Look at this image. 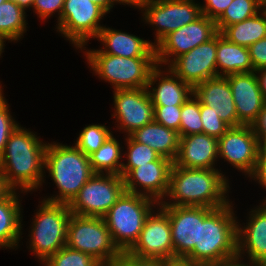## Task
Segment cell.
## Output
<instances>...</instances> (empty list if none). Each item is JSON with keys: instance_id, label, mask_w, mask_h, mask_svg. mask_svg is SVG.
I'll use <instances>...</instances> for the list:
<instances>
[{"instance_id": "obj_1", "label": "cell", "mask_w": 266, "mask_h": 266, "mask_svg": "<svg viewBox=\"0 0 266 266\" xmlns=\"http://www.w3.org/2000/svg\"><path fill=\"white\" fill-rule=\"evenodd\" d=\"M46 146L36 134L20 125L11 133L0 156V171L13 190L20 186L27 193L42 186Z\"/></svg>"}, {"instance_id": "obj_2", "label": "cell", "mask_w": 266, "mask_h": 266, "mask_svg": "<svg viewBox=\"0 0 266 266\" xmlns=\"http://www.w3.org/2000/svg\"><path fill=\"white\" fill-rule=\"evenodd\" d=\"M229 183L218 169H199L172 166L169 189L160 206H202L220 208L230 201L226 199Z\"/></svg>"}, {"instance_id": "obj_3", "label": "cell", "mask_w": 266, "mask_h": 266, "mask_svg": "<svg viewBox=\"0 0 266 266\" xmlns=\"http://www.w3.org/2000/svg\"><path fill=\"white\" fill-rule=\"evenodd\" d=\"M231 203L213 208L200 221L199 246L184 258L202 265L237 257V221Z\"/></svg>"}, {"instance_id": "obj_4", "label": "cell", "mask_w": 266, "mask_h": 266, "mask_svg": "<svg viewBox=\"0 0 266 266\" xmlns=\"http://www.w3.org/2000/svg\"><path fill=\"white\" fill-rule=\"evenodd\" d=\"M45 169L59 190V195L43 199L52 203L69 204L94 174L89 156L75 145L54 142L46 146Z\"/></svg>"}, {"instance_id": "obj_5", "label": "cell", "mask_w": 266, "mask_h": 266, "mask_svg": "<svg viewBox=\"0 0 266 266\" xmlns=\"http://www.w3.org/2000/svg\"><path fill=\"white\" fill-rule=\"evenodd\" d=\"M155 204L159 205L152 198L125 191L103 217L121 252L129 251L137 242Z\"/></svg>"}, {"instance_id": "obj_6", "label": "cell", "mask_w": 266, "mask_h": 266, "mask_svg": "<svg viewBox=\"0 0 266 266\" xmlns=\"http://www.w3.org/2000/svg\"><path fill=\"white\" fill-rule=\"evenodd\" d=\"M84 53L95 74L111 83L114 90L146 88L150 73L157 66L156 57L126 58L100 50Z\"/></svg>"}, {"instance_id": "obj_7", "label": "cell", "mask_w": 266, "mask_h": 266, "mask_svg": "<svg viewBox=\"0 0 266 266\" xmlns=\"http://www.w3.org/2000/svg\"><path fill=\"white\" fill-rule=\"evenodd\" d=\"M32 222L30 250L41 263L66 246L67 226L71 217L68 204L43 200Z\"/></svg>"}, {"instance_id": "obj_8", "label": "cell", "mask_w": 266, "mask_h": 266, "mask_svg": "<svg viewBox=\"0 0 266 266\" xmlns=\"http://www.w3.org/2000/svg\"><path fill=\"white\" fill-rule=\"evenodd\" d=\"M66 246L92 256L99 263H111L122 253L114 244L104 218L71 214Z\"/></svg>"}, {"instance_id": "obj_9", "label": "cell", "mask_w": 266, "mask_h": 266, "mask_svg": "<svg viewBox=\"0 0 266 266\" xmlns=\"http://www.w3.org/2000/svg\"><path fill=\"white\" fill-rule=\"evenodd\" d=\"M124 192L121 175L93 174L68 206L72 214L103 218Z\"/></svg>"}, {"instance_id": "obj_10", "label": "cell", "mask_w": 266, "mask_h": 266, "mask_svg": "<svg viewBox=\"0 0 266 266\" xmlns=\"http://www.w3.org/2000/svg\"><path fill=\"white\" fill-rule=\"evenodd\" d=\"M106 11L90 0H65L57 23V31L76 48L83 49L90 38H96L103 26L100 20ZM83 47V48H82Z\"/></svg>"}, {"instance_id": "obj_11", "label": "cell", "mask_w": 266, "mask_h": 266, "mask_svg": "<svg viewBox=\"0 0 266 266\" xmlns=\"http://www.w3.org/2000/svg\"><path fill=\"white\" fill-rule=\"evenodd\" d=\"M143 16L148 24L156 26V46L169 33L196 21L202 16L200 3L193 0H155L143 4Z\"/></svg>"}, {"instance_id": "obj_12", "label": "cell", "mask_w": 266, "mask_h": 266, "mask_svg": "<svg viewBox=\"0 0 266 266\" xmlns=\"http://www.w3.org/2000/svg\"><path fill=\"white\" fill-rule=\"evenodd\" d=\"M217 33L216 22L202 15L196 21L169 33L155 46L157 65H169L174 59L207 42Z\"/></svg>"}, {"instance_id": "obj_13", "label": "cell", "mask_w": 266, "mask_h": 266, "mask_svg": "<svg viewBox=\"0 0 266 266\" xmlns=\"http://www.w3.org/2000/svg\"><path fill=\"white\" fill-rule=\"evenodd\" d=\"M169 216L174 259L199 246L200 221L213 209L202 206H161Z\"/></svg>"}, {"instance_id": "obj_14", "label": "cell", "mask_w": 266, "mask_h": 266, "mask_svg": "<svg viewBox=\"0 0 266 266\" xmlns=\"http://www.w3.org/2000/svg\"><path fill=\"white\" fill-rule=\"evenodd\" d=\"M159 210L154 215L153 210L147 217L139 239L128 251L129 253L141 258H156L167 261L174 259L169 216L160 205Z\"/></svg>"}, {"instance_id": "obj_15", "label": "cell", "mask_w": 266, "mask_h": 266, "mask_svg": "<svg viewBox=\"0 0 266 266\" xmlns=\"http://www.w3.org/2000/svg\"><path fill=\"white\" fill-rule=\"evenodd\" d=\"M261 147L251 125L230 127L218 138V157L249 177L255 168Z\"/></svg>"}, {"instance_id": "obj_16", "label": "cell", "mask_w": 266, "mask_h": 266, "mask_svg": "<svg viewBox=\"0 0 266 266\" xmlns=\"http://www.w3.org/2000/svg\"><path fill=\"white\" fill-rule=\"evenodd\" d=\"M114 115L127 135L154 121V105L147 88L114 90Z\"/></svg>"}, {"instance_id": "obj_17", "label": "cell", "mask_w": 266, "mask_h": 266, "mask_svg": "<svg viewBox=\"0 0 266 266\" xmlns=\"http://www.w3.org/2000/svg\"><path fill=\"white\" fill-rule=\"evenodd\" d=\"M217 34L187 53L174 59L169 65L182 81L192 87L210 78L217 77L216 66Z\"/></svg>"}, {"instance_id": "obj_18", "label": "cell", "mask_w": 266, "mask_h": 266, "mask_svg": "<svg viewBox=\"0 0 266 266\" xmlns=\"http://www.w3.org/2000/svg\"><path fill=\"white\" fill-rule=\"evenodd\" d=\"M173 161L159 157L156 161L148 162L132 168L124 177L125 191L144 195L161 203L169 189L170 173ZM142 187L137 190V186Z\"/></svg>"}, {"instance_id": "obj_19", "label": "cell", "mask_w": 266, "mask_h": 266, "mask_svg": "<svg viewBox=\"0 0 266 266\" xmlns=\"http://www.w3.org/2000/svg\"><path fill=\"white\" fill-rule=\"evenodd\" d=\"M235 103L238 120L251 125L266 103L255 71L226 76Z\"/></svg>"}, {"instance_id": "obj_20", "label": "cell", "mask_w": 266, "mask_h": 266, "mask_svg": "<svg viewBox=\"0 0 266 266\" xmlns=\"http://www.w3.org/2000/svg\"><path fill=\"white\" fill-rule=\"evenodd\" d=\"M193 95L201 104L213 108L230 127L243 125L238 120L232 90L226 77L217 76L198 83L193 87Z\"/></svg>"}, {"instance_id": "obj_21", "label": "cell", "mask_w": 266, "mask_h": 266, "mask_svg": "<svg viewBox=\"0 0 266 266\" xmlns=\"http://www.w3.org/2000/svg\"><path fill=\"white\" fill-rule=\"evenodd\" d=\"M218 158V138L204 134L181 136L179 151L174 166L199 169H216Z\"/></svg>"}, {"instance_id": "obj_22", "label": "cell", "mask_w": 266, "mask_h": 266, "mask_svg": "<svg viewBox=\"0 0 266 266\" xmlns=\"http://www.w3.org/2000/svg\"><path fill=\"white\" fill-rule=\"evenodd\" d=\"M250 213L243 229L237 224V256L247 253L252 263L266 262V204Z\"/></svg>"}, {"instance_id": "obj_23", "label": "cell", "mask_w": 266, "mask_h": 266, "mask_svg": "<svg viewBox=\"0 0 266 266\" xmlns=\"http://www.w3.org/2000/svg\"><path fill=\"white\" fill-rule=\"evenodd\" d=\"M160 68L161 67L157 65L151 71L149 76V81L146 87L153 105L182 106L185 103V101L190 96H192L193 87L187 82L182 81L178 76H176L173 72H171L170 69L168 71L167 70L161 71ZM165 72L168 73L165 74ZM155 83L157 85L156 86L157 88L152 87ZM151 88L152 90L149 91V89Z\"/></svg>"}, {"instance_id": "obj_24", "label": "cell", "mask_w": 266, "mask_h": 266, "mask_svg": "<svg viewBox=\"0 0 266 266\" xmlns=\"http://www.w3.org/2000/svg\"><path fill=\"white\" fill-rule=\"evenodd\" d=\"M96 38L105 46L99 49L105 54L126 58L156 57L154 43L132 34L104 26Z\"/></svg>"}, {"instance_id": "obj_25", "label": "cell", "mask_w": 266, "mask_h": 266, "mask_svg": "<svg viewBox=\"0 0 266 266\" xmlns=\"http://www.w3.org/2000/svg\"><path fill=\"white\" fill-rule=\"evenodd\" d=\"M130 136L141 144H146L161 157L175 161L179 151L180 136L176 130L152 121L135 130Z\"/></svg>"}, {"instance_id": "obj_26", "label": "cell", "mask_w": 266, "mask_h": 266, "mask_svg": "<svg viewBox=\"0 0 266 266\" xmlns=\"http://www.w3.org/2000/svg\"><path fill=\"white\" fill-rule=\"evenodd\" d=\"M216 66L217 76L224 77L236 73L255 71L249 49L230 42L221 32L217 33Z\"/></svg>"}, {"instance_id": "obj_27", "label": "cell", "mask_w": 266, "mask_h": 266, "mask_svg": "<svg viewBox=\"0 0 266 266\" xmlns=\"http://www.w3.org/2000/svg\"><path fill=\"white\" fill-rule=\"evenodd\" d=\"M16 190L0 200V247L14 248L22 235L21 206Z\"/></svg>"}, {"instance_id": "obj_28", "label": "cell", "mask_w": 266, "mask_h": 266, "mask_svg": "<svg viewBox=\"0 0 266 266\" xmlns=\"http://www.w3.org/2000/svg\"><path fill=\"white\" fill-rule=\"evenodd\" d=\"M261 13V14H260ZM221 34L230 42L249 47L256 41L266 37V12L262 9L259 14L227 26Z\"/></svg>"}, {"instance_id": "obj_29", "label": "cell", "mask_w": 266, "mask_h": 266, "mask_svg": "<svg viewBox=\"0 0 266 266\" xmlns=\"http://www.w3.org/2000/svg\"><path fill=\"white\" fill-rule=\"evenodd\" d=\"M121 155L120 143L112 134L97 151L89 155L92 171L94 174H104L105 171L106 174L120 175L123 164Z\"/></svg>"}, {"instance_id": "obj_30", "label": "cell", "mask_w": 266, "mask_h": 266, "mask_svg": "<svg viewBox=\"0 0 266 266\" xmlns=\"http://www.w3.org/2000/svg\"><path fill=\"white\" fill-rule=\"evenodd\" d=\"M26 12L15 1L0 4V36L5 40L18 41L26 31Z\"/></svg>"}, {"instance_id": "obj_31", "label": "cell", "mask_w": 266, "mask_h": 266, "mask_svg": "<svg viewBox=\"0 0 266 266\" xmlns=\"http://www.w3.org/2000/svg\"><path fill=\"white\" fill-rule=\"evenodd\" d=\"M263 9L258 0H233L224 10L223 14L215 21L218 32H222L227 26L242 22Z\"/></svg>"}, {"instance_id": "obj_32", "label": "cell", "mask_w": 266, "mask_h": 266, "mask_svg": "<svg viewBox=\"0 0 266 266\" xmlns=\"http://www.w3.org/2000/svg\"><path fill=\"white\" fill-rule=\"evenodd\" d=\"M127 163L122 164L120 175L124 177L132 168L156 161L160 155L146 144L135 141L130 135L127 139Z\"/></svg>"}, {"instance_id": "obj_33", "label": "cell", "mask_w": 266, "mask_h": 266, "mask_svg": "<svg viewBox=\"0 0 266 266\" xmlns=\"http://www.w3.org/2000/svg\"><path fill=\"white\" fill-rule=\"evenodd\" d=\"M111 135L112 133L105 125H88L79 134L75 146L89 156L97 151Z\"/></svg>"}, {"instance_id": "obj_34", "label": "cell", "mask_w": 266, "mask_h": 266, "mask_svg": "<svg viewBox=\"0 0 266 266\" xmlns=\"http://www.w3.org/2000/svg\"><path fill=\"white\" fill-rule=\"evenodd\" d=\"M194 97V98H193ZM180 137L203 133L200 101L192 94L181 106Z\"/></svg>"}, {"instance_id": "obj_35", "label": "cell", "mask_w": 266, "mask_h": 266, "mask_svg": "<svg viewBox=\"0 0 266 266\" xmlns=\"http://www.w3.org/2000/svg\"><path fill=\"white\" fill-rule=\"evenodd\" d=\"M99 262L92 256L64 246L44 263L45 266H96Z\"/></svg>"}, {"instance_id": "obj_36", "label": "cell", "mask_w": 266, "mask_h": 266, "mask_svg": "<svg viewBox=\"0 0 266 266\" xmlns=\"http://www.w3.org/2000/svg\"><path fill=\"white\" fill-rule=\"evenodd\" d=\"M200 116L204 134L220 138L230 129V126L219 117L213 108H209L201 103Z\"/></svg>"}, {"instance_id": "obj_37", "label": "cell", "mask_w": 266, "mask_h": 266, "mask_svg": "<svg viewBox=\"0 0 266 266\" xmlns=\"http://www.w3.org/2000/svg\"><path fill=\"white\" fill-rule=\"evenodd\" d=\"M0 87V156L5 150L6 143L11 133L17 128L18 123L12 118L8 104L3 97Z\"/></svg>"}, {"instance_id": "obj_38", "label": "cell", "mask_w": 266, "mask_h": 266, "mask_svg": "<svg viewBox=\"0 0 266 266\" xmlns=\"http://www.w3.org/2000/svg\"><path fill=\"white\" fill-rule=\"evenodd\" d=\"M181 106H154V121L176 130L180 136Z\"/></svg>"}, {"instance_id": "obj_39", "label": "cell", "mask_w": 266, "mask_h": 266, "mask_svg": "<svg viewBox=\"0 0 266 266\" xmlns=\"http://www.w3.org/2000/svg\"><path fill=\"white\" fill-rule=\"evenodd\" d=\"M167 260L137 257L128 251L122 252L113 266H166Z\"/></svg>"}, {"instance_id": "obj_40", "label": "cell", "mask_w": 266, "mask_h": 266, "mask_svg": "<svg viewBox=\"0 0 266 266\" xmlns=\"http://www.w3.org/2000/svg\"><path fill=\"white\" fill-rule=\"evenodd\" d=\"M65 0H35L33 3V8L35 13L39 15L41 19H46L51 17L54 12H58V19H60Z\"/></svg>"}, {"instance_id": "obj_41", "label": "cell", "mask_w": 266, "mask_h": 266, "mask_svg": "<svg viewBox=\"0 0 266 266\" xmlns=\"http://www.w3.org/2000/svg\"><path fill=\"white\" fill-rule=\"evenodd\" d=\"M254 70L266 68V37L248 47Z\"/></svg>"}, {"instance_id": "obj_42", "label": "cell", "mask_w": 266, "mask_h": 266, "mask_svg": "<svg viewBox=\"0 0 266 266\" xmlns=\"http://www.w3.org/2000/svg\"><path fill=\"white\" fill-rule=\"evenodd\" d=\"M232 1L233 0H205V5H200L202 15L216 21Z\"/></svg>"}, {"instance_id": "obj_43", "label": "cell", "mask_w": 266, "mask_h": 266, "mask_svg": "<svg viewBox=\"0 0 266 266\" xmlns=\"http://www.w3.org/2000/svg\"><path fill=\"white\" fill-rule=\"evenodd\" d=\"M250 177L258 180V183L266 188V147L260 148L255 168Z\"/></svg>"}, {"instance_id": "obj_44", "label": "cell", "mask_w": 266, "mask_h": 266, "mask_svg": "<svg viewBox=\"0 0 266 266\" xmlns=\"http://www.w3.org/2000/svg\"><path fill=\"white\" fill-rule=\"evenodd\" d=\"M251 126L254 134L257 136L259 144L262 147H266V103Z\"/></svg>"}, {"instance_id": "obj_45", "label": "cell", "mask_w": 266, "mask_h": 266, "mask_svg": "<svg viewBox=\"0 0 266 266\" xmlns=\"http://www.w3.org/2000/svg\"><path fill=\"white\" fill-rule=\"evenodd\" d=\"M240 257H234L225 261L218 262L216 264H209L207 266H254V263L250 262L251 264L247 265L244 262L241 263Z\"/></svg>"}, {"instance_id": "obj_46", "label": "cell", "mask_w": 266, "mask_h": 266, "mask_svg": "<svg viewBox=\"0 0 266 266\" xmlns=\"http://www.w3.org/2000/svg\"><path fill=\"white\" fill-rule=\"evenodd\" d=\"M166 266H205V265L189 261L184 258H175L168 260L166 262Z\"/></svg>"}, {"instance_id": "obj_47", "label": "cell", "mask_w": 266, "mask_h": 266, "mask_svg": "<svg viewBox=\"0 0 266 266\" xmlns=\"http://www.w3.org/2000/svg\"><path fill=\"white\" fill-rule=\"evenodd\" d=\"M259 82L260 90L263 94L264 100L266 102V68L265 69H259L255 71ZM260 73V74H259Z\"/></svg>"}, {"instance_id": "obj_48", "label": "cell", "mask_w": 266, "mask_h": 266, "mask_svg": "<svg viewBox=\"0 0 266 266\" xmlns=\"http://www.w3.org/2000/svg\"><path fill=\"white\" fill-rule=\"evenodd\" d=\"M13 189L7 184L5 177L0 171V200L4 199Z\"/></svg>"}, {"instance_id": "obj_49", "label": "cell", "mask_w": 266, "mask_h": 266, "mask_svg": "<svg viewBox=\"0 0 266 266\" xmlns=\"http://www.w3.org/2000/svg\"><path fill=\"white\" fill-rule=\"evenodd\" d=\"M100 7H102L107 13L110 12V9L113 7L114 3H117V0H90Z\"/></svg>"}, {"instance_id": "obj_50", "label": "cell", "mask_w": 266, "mask_h": 266, "mask_svg": "<svg viewBox=\"0 0 266 266\" xmlns=\"http://www.w3.org/2000/svg\"><path fill=\"white\" fill-rule=\"evenodd\" d=\"M152 1H155V0H117L118 3H125L127 5H134L135 7H141L143 4H146V3H149V2H152Z\"/></svg>"}, {"instance_id": "obj_51", "label": "cell", "mask_w": 266, "mask_h": 266, "mask_svg": "<svg viewBox=\"0 0 266 266\" xmlns=\"http://www.w3.org/2000/svg\"><path fill=\"white\" fill-rule=\"evenodd\" d=\"M15 1L21 8L26 10L29 7L33 6L35 0H13Z\"/></svg>"}, {"instance_id": "obj_52", "label": "cell", "mask_w": 266, "mask_h": 266, "mask_svg": "<svg viewBox=\"0 0 266 266\" xmlns=\"http://www.w3.org/2000/svg\"><path fill=\"white\" fill-rule=\"evenodd\" d=\"M6 40H4L1 36H0V56H1V54H2V52H3V50H4V42H5Z\"/></svg>"}, {"instance_id": "obj_53", "label": "cell", "mask_w": 266, "mask_h": 266, "mask_svg": "<svg viewBox=\"0 0 266 266\" xmlns=\"http://www.w3.org/2000/svg\"><path fill=\"white\" fill-rule=\"evenodd\" d=\"M96 266H113L111 263H98Z\"/></svg>"}, {"instance_id": "obj_54", "label": "cell", "mask_w": 266, "mask_h": 266, "mask_svg": "<svg viewBox=\"0 0 266 266\" xmlns=\"http://www.w3.org/2000/svg\"><path fill=\"white\" fill-rule=\"evenodd\" d=\"M254 266H266V262L254 263Z\"/></svg>"}, {"instance_id": "obj_55", "label": "cell", "mask_w": 266, "mask_h": 266, "mask_svg": "<svg viewBox=\"0 0 266 266\" xmlns=\"http://www.w3.org/2000/svg\"><path fill=\"white\" fill-rule=\"evenodd\" d=\"M262 5L266 3V0H258Z\"/></svg>"}, {"instance_id": "obj_56", "label": "cell", "mask_w": 266, "mask_h": 266, "mask_svg": "<svg viewBox=\"0 0 266 266\" xmlns=\"http://www.w3.org/2000/svg\"><path fill=\"white\" fill-rule=\"evenodd\" d=\"M263 9H264L265 12H266V3L263 5Z\"/></svg>"}, {"instance_id": "obj_57", "label": "cell", "mask_w": 266, "mask_h": 266, "mask_svg": "<svg viewBox=\"0 0 266 266\" xmlns=\"http://www.w3.org/2000/svg\"><path fill=\"white\" fill-rule=\"evenodd\" d=\"M5 1H7V0H0V4H2V3L5 2Z\"/></svg>"}]
</instances>
